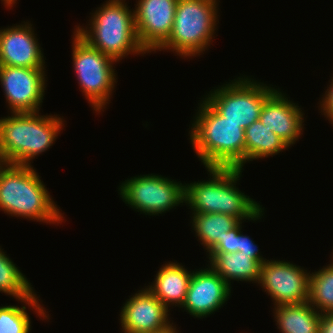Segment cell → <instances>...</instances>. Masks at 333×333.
Here are the masks:
<instances>
[{
	"mask_svg": "<svg viewBox=\"0 0 333 333\" xmlns=\"http://www.w3.org/2000/svg\"><path fill=\"white\" fill-rule=\"evenodd\" d=\"M206 170L208 180L185 184V205L192 213H222L243 222L265 217V207L236 187L242 169L206 167Z\"/></svg>",
	"mask_w": 333,
	"mask_h": 333,
	"instance_id": "obj_1",
	"label": "cell"
},
{
	"mask_svg": "<svg viewBox=\"0 0 333 333\" xmlns=\"http://www.w3.org/2000/svg\"><path fill=\"white\" fill-rule=\"evenodd\" d=\"M189 129L192 149L205 168L233 167L244 170V129L226 120L204 98L198 103Z\"/></svg>",
	"mask_w": 333,
	"mask_h": 333,
	"instance_id": "obj_2",
	"label": "cell"
},
{
	"mask_svg": "<svg viewBox=\"0 0 333 333\" xmlns=\"http://www.w3.org/2000/svg\"><path fill=\"white\" fill-rule=\"evenodd\" d=\"M0 210L54 226L65 220L33 165L0 164Z\"/></svg>",
	"mask_w": 333,
	"mask_h": 333,
	"instance_id": "obj_3",
	"label": "cell"
},
{
	"mask_svg": "<svg viewBox=\"0 0 333 333\" xmlns=\"http://www.w3.org/2000/svg\"><path fill=\"white\" fill-rule=\"evenodd\" d=\"M10 114L1 117L2 163L32 166L35 157L48 151L65 127L63 116L57 114Z\"/></svg>",
	"mask_w": 333,
	"mask_h": 333,
	"instance_id": "obj_4",
	"label": "cell"
},
{
	"mask_svg": "<svg viewBox=\"0 0 333 333\" xmlns=\"http://www.w3.org/2000/svg\"><path fill=\"white\" fill-rule=\"evenodd\" d=\"M126 0H106L90 13L88 25H76L74 31L90 46L121 62L130 55L147 54L135 30L134 9Z\"/></svg>",
	"mask_w": 333,
	"mask_h": 333,
	"instance_id": "obj_5",
	"label": "cell"
},
{
	"mask_svg": "<svg viewBox=\"0 0 333 333\" xmlns=\"http://www.w3.org/2000/svg\"><path fill=\"white\" fill-rule=\"evenodd\" d=\"M219 2L178 0L171 34L157 51L168 50L183 59L204 54L215 40L220 17Z\"/></svg>",
	"mask_w": 333,
	"mask_h": 333,
	"instance_id": "obj_6",
	"label": "cell"
},
{
	"mask_svg": "<svg viewBox=\"0 0 333 333\" xmlns=\"http://www.w3.org/2000/svg\"><path fill=\"white\" fill-rule=\"evenodd\" d=\"M72 33L71 58L79 89L94 113L101 114L117 86L114 64L118 61L90 46L75 31Z\"/></svg>",
	"mask_w": 333,
	"mask_h": 333,
	"instance_id": "obj_7",
	"label": "cell"
},
{
	"mask_svg": "<svg viewBox=\"0 0 333 333\" xmlns=\"http://www.w3.org/2000/svg\"><path fill=\"white\" fill-rule=\"evenodd\" d=\"M213 88L204 99L226 120L243 129L259 120L265 100L277 89L245 74Z\"/></svg>",
	"mask_w": 333,
	"mask_h": 333,
	"instance_id": "obj_8",
	"label": "cell"
},
{
	"mask_svg": "<svg viewBox=\"0 0 333 333\" xmlns=\"http://www.w3.org/2000/svg\"><path fill=\"white\" fill-rule=\"evenodd\" d=\"M118 194L126 206L148 216H159L185 205V182L159 174H140L120 182Z\"/></svg>",
	"mask_w": 333,
	"mask_h": 333,
	"instance_id": "obj_9",
	"label": "cell"
},
{
	"mask_svg": "<svg viewBox=\"0 0 333 333\" xmlns=\"http://www.w3.org/2000/svg\"><path fill=\"white\" fill-rule=\"evenodd\" d=\"M275 306L300 304L309 300L310 271L285 260L265 261L257 283Z\"/></svg>",
	"mask_w": 333,
	"mask_h": 333,
	"instance_id": "obj_10",
	"label": "cell"
},
{
	"mask_svg": "<svg viewBox=\"0 0 333 333\" xmlns=\"http://www.w3.org/2000/svg\"><path fill=\"white\" fill-rule=\"evenodd\" d=\"M45 70L0 65V85L10 113L41 110L47 86Z\"/></svg>",
	"mask_w": 333,
	"mask_h": 333,
	"instance_id": "obj_11",
	"label": "cell"
},
{
	"mask_svg": "<svg viewBox=\"0 0 333 333\" xmlns=\"http://www.w3.org/2000/svg\"><path fill=\"white\" fill-rule=\"evenodd\" d=\"M170 315V310L147 287L142 288L129 296L121 308V332L174 333L177 327Z\"/></svg>",
	"mask_w": 333,
	"mask_h": 333,
	"instance_id": "obj_12",
	"label": "cell"
},
{
	"mask_svg": "<svg viewBox=\"0 0 333 333\" xmlns=\"http://www.w3.org/2000/svg\"><path fill=\"white\" fill-rule=\"evenodd\" d=\"M178 0H136L134 23L144 51L153 53L168 40L174 23Z\"/></svg>",
	"mask_w": 333,
	"mask_h": 333,
	"instance_id": "obj_13",
	"label": "cell"
},
{
	"mask_svg": "<svg viewBox=\"0 0 333 333\" xmlns=\"http://www.w3.org/2000/svg\"><path fill=\"white\" fill-rule=\"evenodd\" d=\"M230 286L209 265L195 269L192 273L186 299L182 305L193 318L205 319L227 304L231 296Z\"/></svg>",
	"mask_w": 333,
	"mask_h": 333,
	"instance_id": "obj_14",
	"label": "cell"
},
{
	"mask_svg": "<svg viewBox=\"0 0 333 333\" xmlns=\"http://www.w3.org/2000/svg\"><path fill=\"white\" fill-rule=\"evenodd\" d=\"M32 25L27 20L0 28V65L46 68V57Z\"/></svg>",
	"mask_w": 333,
	"mask_h": 333,
	"instance_id": "obj_15",
	"label": "cell"
},
{
	"mask_svg": "<svg viewBox=\"0 0 333 333\" xmlns=\"http://www.w3.org/2000/svg\"><path fill=\"white\" fill-rule=\"evenodd\" d=\"M298 103H295L282 90L277 88L262 107L259 120L278 135L290 148L299 141L304 130V115Z\"/></svg>",
	"mask_w": 333,
	"mask_h": 333,
	"instance_id": "obj_16",
	"label": "cell"
},
{
	"mask_svg": "<svg viewBox=\"0 0 333 333\" xmlns=\"http://www.w3.org/2000/svg\"><path fill=\"white\" fill-rule=\"evenodd\" d=\"M193 271L187 270L182 263L169 261L161 265L154 281L145 286L170 311V307L181 309L186 299Z\"/></svg>",
	"mask_w": 333,
	"mask_h": 333,
	"instance_id": "obj_17",
	"label": "cell"
},
{
	"mask_svg": "<svg viewBox=\"0 0 333 333\" xmlns=\"http://www.w3.org/2000/svg\"><path fill=\"white\" fill-rule=\"evenodd\" d=\"M208 265L230 286L234 281L258 283L261 265L251 255L226 252H208ZM232 281V282H231Z\"/></svg>",
	"mask_w": 333,
	"mask_h": 333,
	"instance_id": "obj_18",
	"label": "cell"
},
{
	"mask_svg": "<svg viewBox=\"0 0 333 333\" xmlns=\"http://www.w3.org/2000/svg\"><path fill=\"white\" fill-rule=\"evenodd\" d=\"M280 333H319L321 313L308 301L272 308Z\"/></svg>",
	"mask_w": 333,
	"mask_h": 333,
	"instance_id": "obj_19",
	"label": "cell"
},
{
	"mask_svg": "<svg viewBox=\"0 0 333 333\" xmlns=\"http://www.w3.org/2000/svg\"><path fill=\"white\" fill-rule=\"evenodd\" d=\"M39 297L37 292H34L30 297L18 300L21 307L11 304L0 306V333H30L32 322L29 312L27 313L28 308L37 314L40 320H50L48 311L44 304H41Z\"/></svg>",
	"mask_w": 333,
	"mask_h": 333,
	"instance_id": "obj_20",
	"label": "cell"
},
{
	"mask_svg": "<svg viewBox=\"0 0 333 333\" xmlns=\"http://www.w3.org/2000/svg\"><path fill=\"white\" fill-rule=\"evenodd\" d=\"M195 237L203 246L206 254L226 235L227 231L235 228L241 221L222 213H192L190 216Z\"/></svg>",
	"mask_w": 333,
	"mask_h": 333,
	"instance_id": "obj_21",
	"label": "cell"
},
{
	"mask_svg": "<svg viewBox=\"0 0 333 333\" xmlns=\"http://www.w3.org/2000/svg\"><path fill=\"white\" fill-rule=\"evenodd\" d=\"M244 136L245 164L253 160L273 157L289 149L287 144L260 120L244 129Z\"/></svg>",
	"mask_w": 333,
	"mask_h": 333,
	"instance_id": "obj_22",
	"label": "cell"
},
{
	"mask_svg": "<svg viewBox=\"0 0 333 333\" xmlns=\"http://www.w3.org/2000/svg\"><path fill=\"white\" fill-rule=\"evenodd\" d=\"M16 265L0 246V293L18 301L30 297L35 289Z\"/></svg>",
	"mask_w": 333,
	"mask_h": 333,
	"instance_id": "obj_23",
	"label": "cell"
},
{
	"mask_svg": "<svg viewBox=\"0 0 333 333\" xmlns=\"http://www.w3.org/2000/svg\"><path fill=\"white\" fill-rule=\"evenodd\" d=\"M309 304L319 313H333V260L310 273Z\"/></svg>",
	"mask_w": 333,
	"mask_h": 333,
	"instance_id": "obj_24",
	"label": "cell"
},
{
	"mask_svg": "<svg viewBox=\"0 0 333 333\" xmlns=\"http://www.w3.org/2000/svg\"><path fill=\"white\" fill-rule=\"evenodd\" d=\"M243 221H241L235 228L226 232V235L209 251V252H238V233L242 230Z\"/></svg>",
	"mask_w": 333,
	"mask_h": 333,
	"instance_id": "obj_25",
	"label": "cell"
},
{
	"mask_svg": "<svg viewBox=\"0 0 333 333\" xmlns=\"http://www.w3.org/2000/svg\"><path fill=\"white\" fill-rule=\"evenodd\" d=\"M239 251H241V254L251 255L260 265L268 260L259 252L260 250L255 241L251 239L250 236L243 234L242 230L238 233V252Z\"/></svg>",
	"mask_w": 333,
	"mask_h": 333,
	"instance_id": "obj_26",
	"label": "cell"
},
{
	"mask_svg": "<svg viewBox=\"0 0 333 333\" xmlns=\"http://www.w3.org/2000/svg\"><path fill=\"white\" fill-rule=\"evenodd\" d=\"M330 80V85H327V90H325L321 100H319V106L317 107L329 123L333 124V76Z\"/></svg>",
	"mask_w": 333,
	"mask_h": 333,
	"instance_id": "obj_27",
	"label": "cell"
},
{
	"mask_svg": "<svg viewBox=\"0 0 333 333\" xmlns=\"http://www.w3.org/2000/svg\"><path fill=\"white\" fill-rule=\"evenodd\" d=\"M319 333H333V313L321 314Z\"/></svg>",
	"mask_w": 333,
	"mask_h": 333,
	"instance_id": "obj_28",
	"label": "cell"
},
{
	"mask_svg": "<svg viewBox=\"0 0 333 333\" xmlns=\"http://www.w3.org/2000/svg\"><path fill=\"white\" fill-rule=\"evenodd\" d=\"M17 0H1V3H3L4 7L7 9H11L16 3Z\"/></svg>",
	"mask_w": 333,
	"mask_h": 333,
	"instance_id": "obj_29",
	"label": "cell"
},
{
	"mask_svg": "<svg viewBox=\"0 0 333 333\" xmlns=\"http://www.w3.org/2000/svg\"><path fill=\"white\" fill-rule=\"evenodd\" d=\"M0 163H2V146H1V118H0Z\"/></svg>",
	"mask_w": 333,
	"mask_h": 333,
	"instance_id": "obj_30",
	"label": "cell"
}]
</instances>
